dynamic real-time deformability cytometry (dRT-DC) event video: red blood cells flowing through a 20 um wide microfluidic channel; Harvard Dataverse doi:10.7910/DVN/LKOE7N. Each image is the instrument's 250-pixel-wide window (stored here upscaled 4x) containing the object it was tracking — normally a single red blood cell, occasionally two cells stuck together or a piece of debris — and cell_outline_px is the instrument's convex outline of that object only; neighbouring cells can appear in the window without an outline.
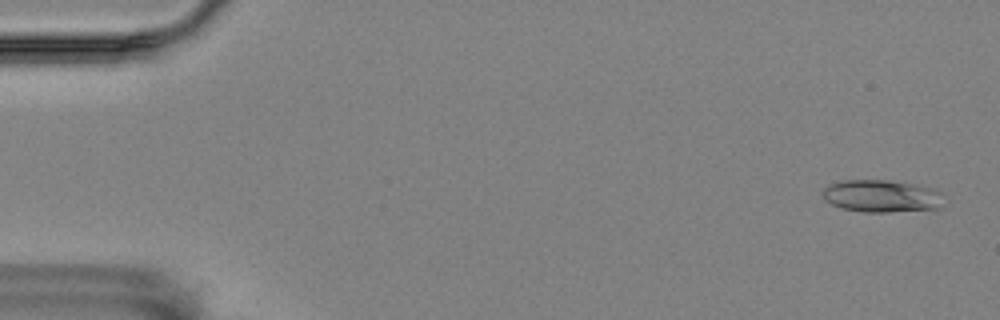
{"species": "Egyptian fruit bat (a non-hibernating species)", "species_latin": "Rousettus aegyptiacus", "temperature_condition": "room temperature", "stored_images_in_passage": 56, "camera_frame_rate_fps": 3000, "um_per_image_px": 0.085, "animal": {"sex": "female"}, "frame": {"image": 1, "passage_image": 2, "time_ms": 0.333, "image_size_px": [1000, 320], "cell_outline_px": [[940, 192], [936, 208], [888, 212], [864, 212], [840, 208], [824, 200], [824, 188], [828, 184], [844, 180], [888, 180], [912, 184], [932, 188]], "centroid_in_image_um": [74.82, 16.66], "position_along_channel_um": 10.2, "area_um2": 22.31}}
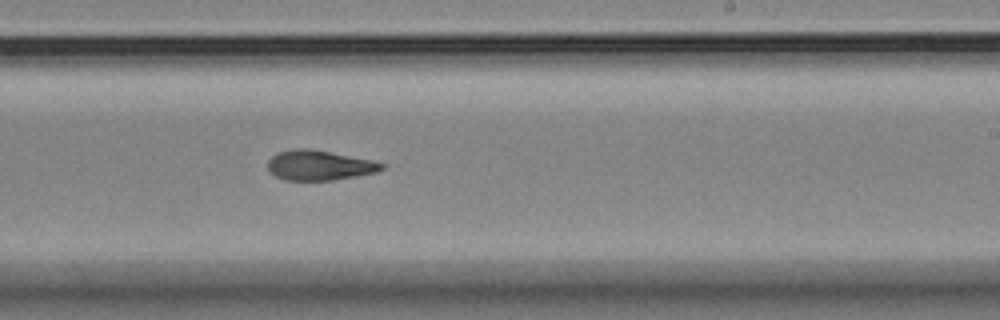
{"frame": {"image": 2, "passage_image": 34, "time_ms": 11.0, "image_size_px": [1000, 320], "cell_outline_px": [[384, 168], [376, 172], [356, 176], [332, 180], [284, 180], [268, 172], [268, 160], [276, 152], [292, 148], [308, 148], [372, 160], [384, 164]], "centroid_in_image_um": [27.08, 14.04], "position_along_channel_um": 261.9, "area_um2": 19.88}}
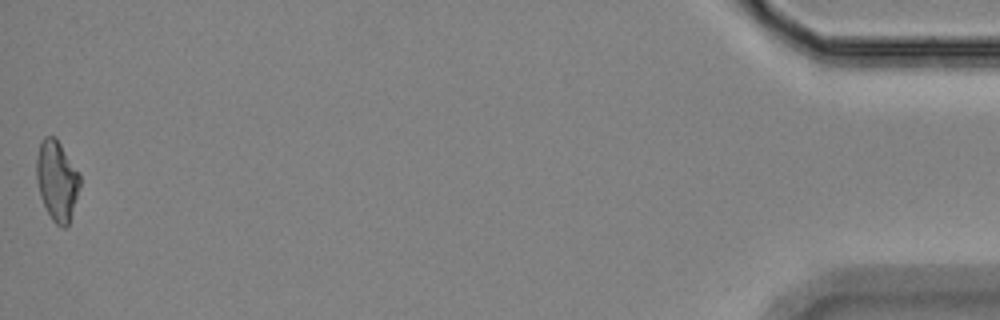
{"frame": {"image": 3, "passage_image": 56, "time_ms": 18.333, "image_size_px": [1000, 320], "cell_outline_px": [[80, 184], [68, 224], [64, 228], [60, 228], [52, 220], [40, 196], [36, 180], [36, 156], [40, 140], [44, 136], [52, 136], [60, 144], [80, 172]], "centroid_in_image_um": [4.82, 15.32], "position_along_channel_um": 430.4, "area_um2": 20.17}, "authors_computed_cell_mechanics": {"area_um2": 20.23, "velocity_mm_per_s": 3.5464, "shape_relaxation_time_tau1_ms": null, "shape_relaxation_time_tau2_ms": 4.2104, "deformation_change_tau1": null, "deformation_change_tau2": 0.1295}}